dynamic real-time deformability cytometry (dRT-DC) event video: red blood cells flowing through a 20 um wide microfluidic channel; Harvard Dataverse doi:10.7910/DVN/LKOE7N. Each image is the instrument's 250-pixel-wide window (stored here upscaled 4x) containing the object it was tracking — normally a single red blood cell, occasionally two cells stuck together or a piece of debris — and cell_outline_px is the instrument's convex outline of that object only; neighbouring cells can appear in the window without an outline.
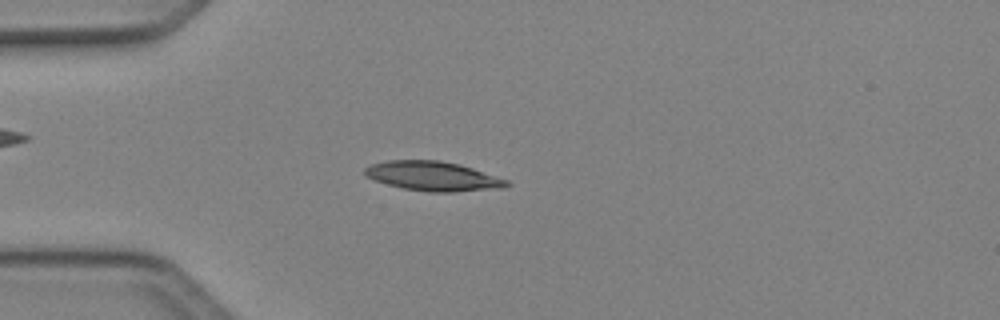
{"species": "Egyptian fruit bat (a non-hibernating species)", "species_latin": "Rousettus aegyptiacus", "temperature_condition": "cold", "stored_images_in_passage": 41, "camera_frame_rate_fps": 3000, "um_per_image_px": 0.085, "animal": {"sex": "female"}, "frame": {"image": 1, "passage_image": 5, "time_ms": 1.333, "image_size_px": [1000, 320], "cell_outline_px": [[512, 184], [504, 188], [452, 192], [428, 192], [404, 188], [388, 184], [364, 176], [364, 168], [372, 164], [388, 160], [440, 160], [460, 164], [508, 180]], "centroid_in_image_um": [36.83, 14.97], "position_along_channel_um": 48.2, "area_um2": 24.33}}
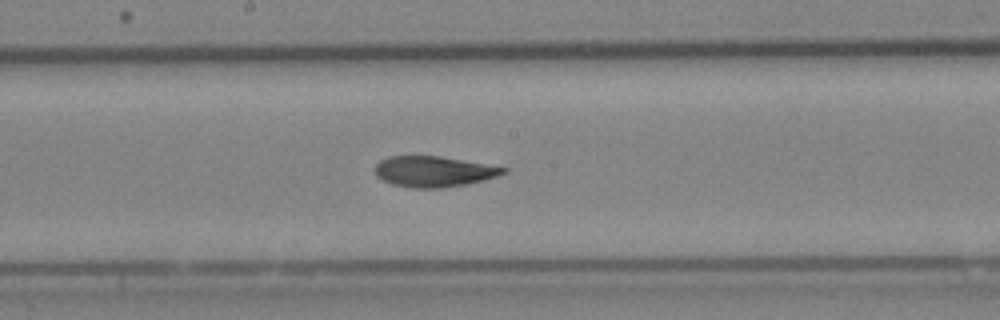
{"frame": {"image": 2, "passage_image": 18, "time_ms": 5.667, "image_size_px": [1000, 320], "cell_outline_px": [[508, 172], [484, 180], [444, 188], [412, 188], [392, 184], [376, 176], [376, 164], [380, 160], [388, 156], [440, 156], [508, 168]], "centroid_in_image_um": [36.86, 14.58], "position_along_channel_um": 211.3, "area_um2": 22.83}}
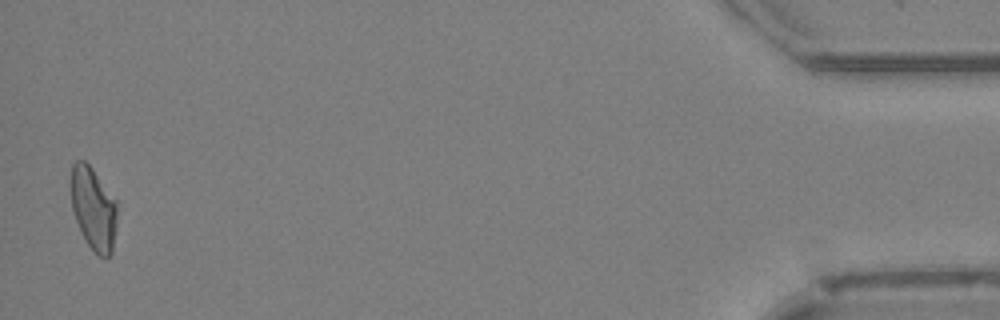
{"frame": {"image": 3, "passage_image": 40, "time_ms": 13.0, "image_size_px": [1000, 320], "cell_outline_px": [[116, 220], [112, 252], [108, 256], [100, 256], [88, 244], [76, 220], [72, 208], [68, 184], [72, 164], [76, 160], [84, 160], [92, 168], [116, 200]], "centroid_in_image_um": [7.89, 17.64], "position_along_channel_um": 427.3, "area_um2": 22.25}, "authors_computed_cell_mechanics": {"area_um2": 23.2934, "velocity_mm_per_s": 4.1399, "shape_relaxation_time_tau1_ms": 4.5167, "shape_relaxation_time_tau2_ms": 3.0135, "deformation_change_tau1": 0.1399, "deformation_change_tau2": 0.1032}}